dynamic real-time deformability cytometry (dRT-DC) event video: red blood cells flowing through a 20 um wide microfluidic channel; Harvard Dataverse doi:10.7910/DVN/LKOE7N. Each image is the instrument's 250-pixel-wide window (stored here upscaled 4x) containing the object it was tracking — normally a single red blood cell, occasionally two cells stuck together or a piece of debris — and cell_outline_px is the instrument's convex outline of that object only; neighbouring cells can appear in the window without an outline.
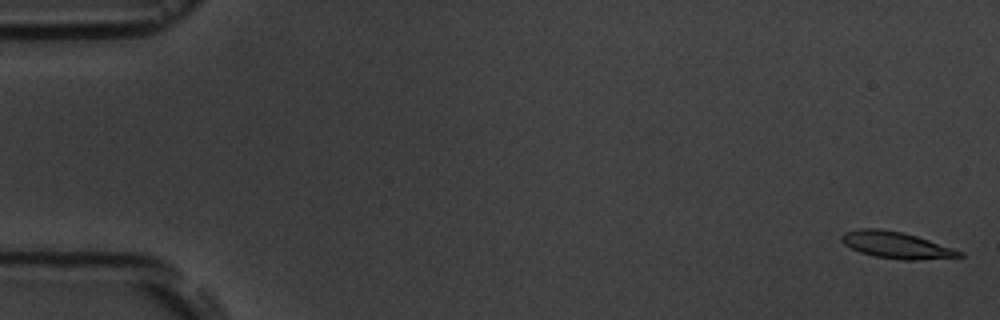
{"species": "common noctule bat (a hibernating species)", "species_latin": "Nyctalus noctula", "temperature_condition": "room temperature", "stored_images_in_passage": 6, "segment_of_instrument_passage": [1, 2], "camera_frame_rate_fps": 3000, "um_per_image_px": 0.085, "animal": {"sex": "male", "body_mass_g": 19.5, "forearm_length_mm": 54.6}, "frame": {"image": 1, "passage_image": 1, "time_ms": 0.0, "image_size_px": [1000, 320], "cell_outline_px": [[964, 256], [916, 260], [900, 260], [872, 256], [860, 252], [844, 244], [840, 240], [840, 236], [844, 232], [860, 228], [880, 228], [900, 232], [916, 236], [964, 252]], "centroid_in_image_um": [76.13, 20.83], "position_along_channel_um": 8.9, "area_um2": 18.21}}
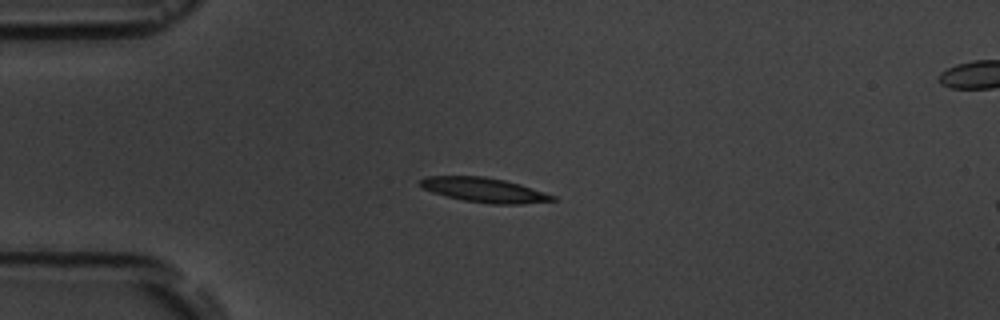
{"frame": {"image": 2, "passage_image": 5, "time_ms": 4.333, "image_size_px": [1000, 320], "cell_outline_px": [[556, 200], [524, 204], [492, 204], [464, 200], [432, 192], [424, 188], [420, 184], [420, 180], [428, 176], [484, 176], [504, 180], [520, 184], [556, 196]], "centroid_in_image_um": [41.2, 16.15], "position_along_channel_um": 43.8, "area_um2": 18.73}}